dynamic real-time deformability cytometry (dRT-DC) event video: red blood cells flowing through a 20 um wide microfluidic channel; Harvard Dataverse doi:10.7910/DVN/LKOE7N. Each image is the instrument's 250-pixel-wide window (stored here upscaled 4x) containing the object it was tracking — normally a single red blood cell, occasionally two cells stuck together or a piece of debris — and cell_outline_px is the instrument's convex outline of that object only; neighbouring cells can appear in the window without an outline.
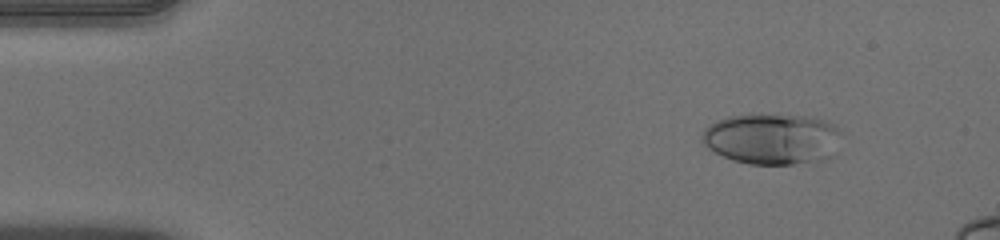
{"species": "human", "species_latin": "Homo sapiens", "temperature_condition": "warm", "stored_images_in_passage": 17, "camera_frame_rate_fps": 3000, "um_per_image_px": 0.085, "donor": {"sex": "male"}, "frame": {"image": 1, "passage_image": 6, "time_ms": 1.667, "image_size_px": [1000, 240], "cell_outline_px": [[840, 132], [832, 156], [828, 160], [792, 164], [748, 164], [732, 160], [708, 148], [704, 144], [704, 128], [728, 116], [816, 116], [828, 120], [836, 124], [840, 128]], "centroid_in_image_um": [65.71, 11.82], "position_along_channel_um": 19.3, "area_um2": 40.98}}